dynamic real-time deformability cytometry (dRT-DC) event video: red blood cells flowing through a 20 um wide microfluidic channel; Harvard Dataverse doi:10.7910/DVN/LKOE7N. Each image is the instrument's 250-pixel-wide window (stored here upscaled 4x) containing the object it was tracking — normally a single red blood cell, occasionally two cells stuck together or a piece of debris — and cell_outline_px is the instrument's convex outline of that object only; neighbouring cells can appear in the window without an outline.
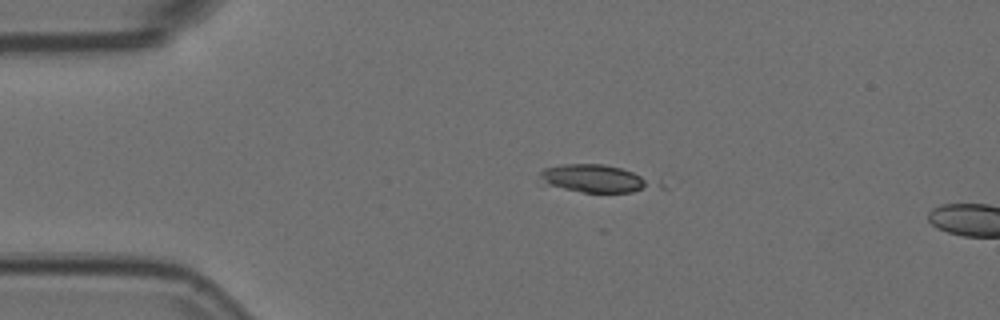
{"species": "Egyptian fruit bat (a non-hibernating species)", "species_latin": "Rousettus aegyptiacus", "temperature_condition": "room temperature", "stored_images_in_passage": 3, "camera_frame_rate_fps": 3000, "um_per_image_px": 0.085, "animal": {"sex": "female"}, "frame": {"image": 1, "passage_image": 1, "time_ms": 0.0, "image_size_px": [1000, 320], "cell_outline_px": [[672, 184], [668, 188], [632, 192], [584, 192], [536, 184], [540, 172], [544, 168], [564, 164], [604, 164], [660, 176], [668, 180]], "centroid_in_image_um": [50.98, 15.2], "position_along_channel_um": 34.0, "area_um2": 20.81}}